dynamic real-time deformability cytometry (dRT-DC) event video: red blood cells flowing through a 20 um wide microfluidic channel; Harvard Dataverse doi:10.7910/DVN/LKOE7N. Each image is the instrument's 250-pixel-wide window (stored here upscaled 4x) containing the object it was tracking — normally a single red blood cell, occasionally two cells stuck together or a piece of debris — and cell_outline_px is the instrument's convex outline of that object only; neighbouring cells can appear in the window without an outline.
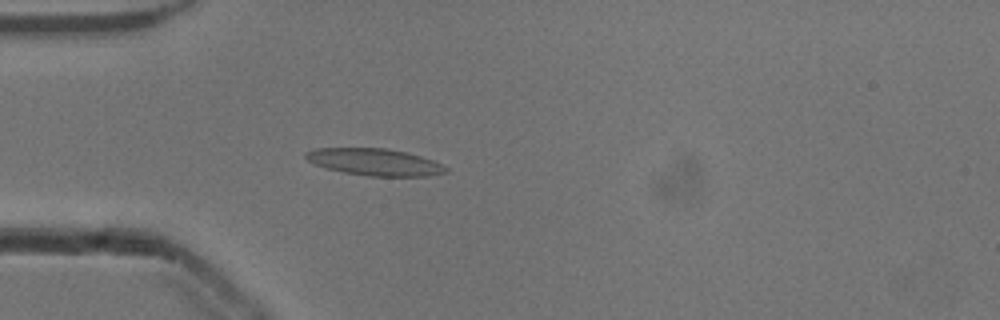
{"species": "common noctule bat (a hibernating species)", "species_latin": "Nyctalus noctula", "temperature_condition": "cold", "stored_images_in_passage": 52, "camera_frame_rate_fps": 3000, "um_per_image_px": 0.085, "animal": {"sex": "male", "body_mass_g": 13.3}, "frame": {"image": 1, "passage_image": 15, "time_ms": 4.667, "image_size_px": [1000, 320], "cell_outline_px": [[448, 172], [428, 176], [368, 176], [344, 172], [328, 168], [316, 164], [308, 160], [304, 156], [304, 152], [316, 148], [388, 148], [408, 152], [432, 160], [448, 168]], "centroid_in_image_um": [31.86, 13.76], "position_along_channel_um": 53.1, "area_um2": 21.91}}
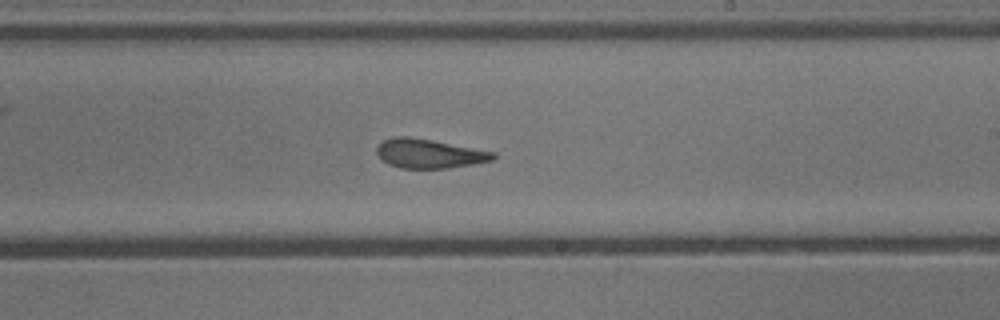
{"frame": {"image": 2, "passage_image": 31, "time_ms": 10.0, "image_size_px": [1000, 320], "cell_outline_px": [[496, 156], [492, 160], [472, 164], [448, 168], [400, 168], [388, 164], [376, 152], [376, 148], [384, 140], [396, 136], [408, 136], [432, 140], [496, 152]], "centroid_in_image_um": [36.49, 13.05], "position_along_channel_um": 252.5, "area_um2": 19.59}}
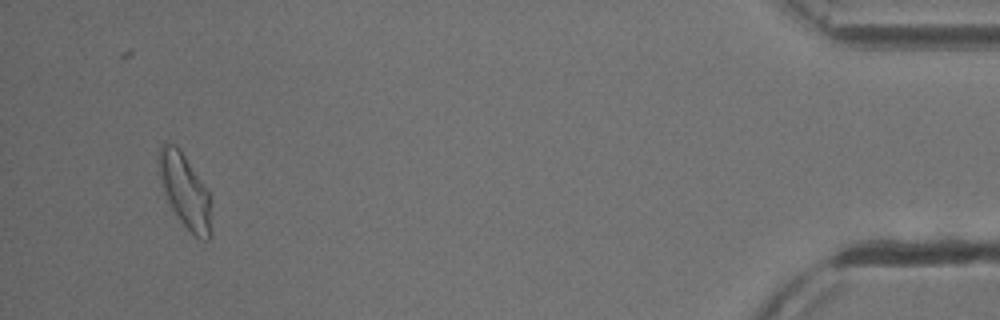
{"frame": {"image": 3, "passage_image": 50, "time_ms": 16.333, "image_size_px": [1000, 320], "cell_outline_px": [[212, 236], [208, 240], [200, 240], [180, 220], [172, 208], [160, 184], [156, 160], [160, 144], [176, 144], [180, 148], [208, 192]], "centroid_in_image_um": [15.67, 16.19], "position_along_channel_um": 419.5, "area_um2": 22.48}, "authors_computed_cell_mechanics": {"area_um2": 20.7502, "velocity_mm_per_s": 3.8775, "shape_relaxation_time_tau1_ms": 5.1234, "shape_relaxation_time_tau2_ms": 1.2015, "deformation_change_tau1": 0.1684, "deformation_change_tau2": 0.0914}}